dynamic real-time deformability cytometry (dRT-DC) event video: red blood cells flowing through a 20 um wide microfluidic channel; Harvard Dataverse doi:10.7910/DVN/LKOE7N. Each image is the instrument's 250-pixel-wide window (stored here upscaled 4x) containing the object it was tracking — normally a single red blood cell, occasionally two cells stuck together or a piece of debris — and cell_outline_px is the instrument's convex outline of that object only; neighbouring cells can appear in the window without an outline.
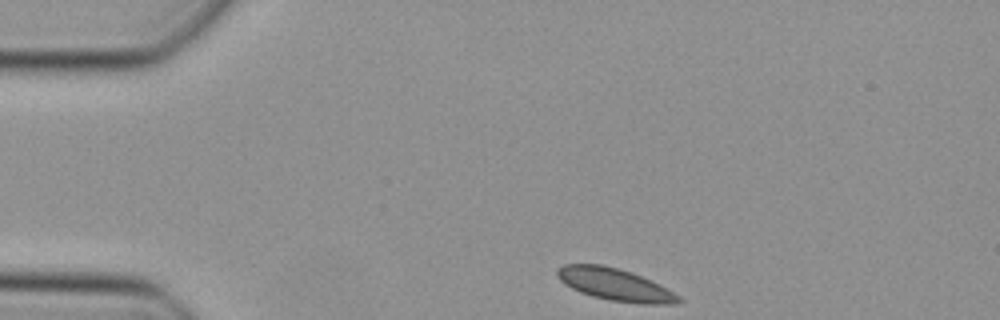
{"species": "Egyptian fruit bat (a non-hibernating species)", "species_latin": "Rousettus aegyptiacus", "temperature_condition": "cold", "stored_images_in_passage": 35, "camera_frame_rate_fps": 3000, "um_per_image_px": 0.085, "animal": {"sex": "female"}, "frame": {"image": 1, "passage_image": 1, "time_ms": 0.0, "image_size_px": [1000, 320], "cell_outline_px": [[684, 300], [672, 304], [640, 304], [608, 300], [592, 296], [580, 292], [564, 284], [556, 276], [556, 268], [564, 264], [604, 264], [632, 272], [652, 280], [680, 296]], "centroid_in_image_um": [52.26, 24.18], "position_along_channel_um": 32.7, "area_um2": 23.06}}
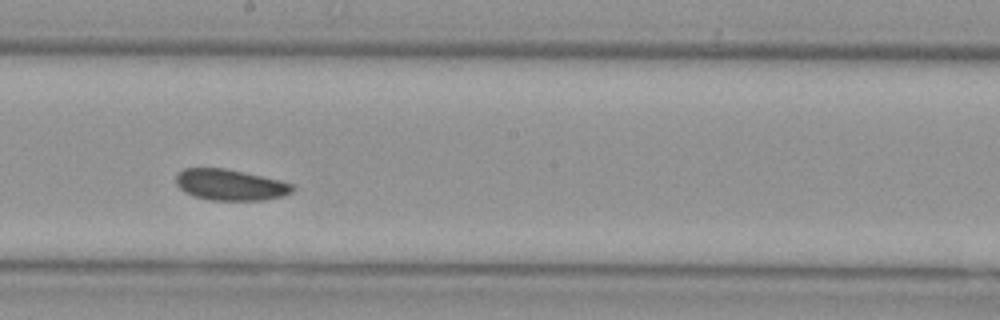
{"frame": {"image": 2, "passage_image": 19, "time_ms": 6.0, "image_size_px": [1000, 320], "cell_outline_px": [[296, 188], [292, 192], [284, 196], [264, 200], [212, 200], [192, 196], [184, 192], [176, 184], [176, 172], [184, 168], [224, 168], [280, 180], [292, 184]], "centroid_in_image_um": [19.55, 15.71], "position_along_channel_um": 228.6, "area_um2": 21.21}}
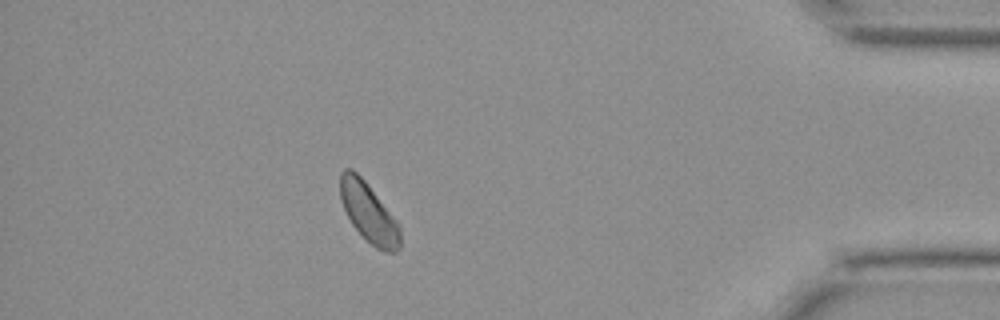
{"frame": {"image": 3, "passage_image": 35, "time_ms": 11.333, "image_size_px": [1000, 320], "cell_outline_px": [[400, 248], [396, 252], [388, 252], [376, 248], [352, 224], [340, 200], [340, 172], [344, 168], [352, 168], [368, 184], [400, 224]], "centroid_in_image_um": [31.34, 18.04], "position_along_channel_um": 403.9, "area_um2": 20.63}}